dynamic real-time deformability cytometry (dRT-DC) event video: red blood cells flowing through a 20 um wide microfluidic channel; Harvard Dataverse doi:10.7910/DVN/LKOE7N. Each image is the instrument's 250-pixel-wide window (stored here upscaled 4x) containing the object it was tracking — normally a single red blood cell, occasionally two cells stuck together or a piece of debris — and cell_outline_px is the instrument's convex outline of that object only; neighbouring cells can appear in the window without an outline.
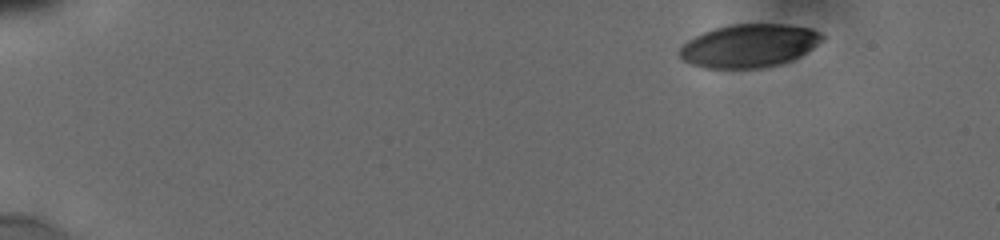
{"species": "human", "species_latin": "Homo sapiens", "temperature_condition": "cold", "stored_images_in_passage": 27, "camera_frame_rate_fps": 3000, "um_per_image_px": 0.085, "donor": {"sex": "male"}, "frame": {"image": 1, "passage_image": 1, "time_ms": 0.0, "image_size_px": [1000, 240], "cell_outline_px": [[824, 40], [800, 56], [792, 60], [780, 64], [760, 68], [704, 68], [692, 64], [684, 60], [680, 56], [680, 48], [688, 40], [704, 32], [716, 28], [732, 24], [788, 24], [812, 28], [820, 32], [824, 36]], "centroid_in_image_um": [63.72, 3.88], "position_along_channel_um": 21.3, "area_um2": 35.84}}
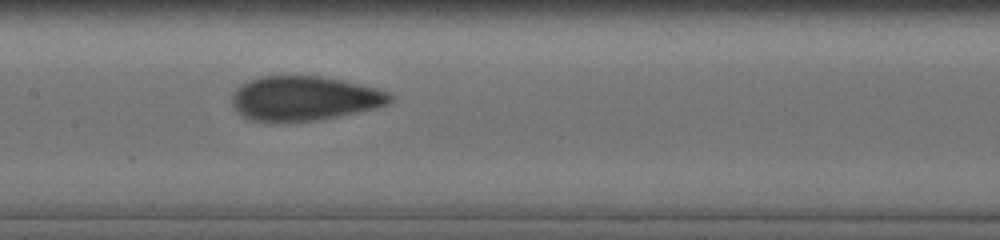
{"frame": {"image": 2, "passage_image": 21, "time_ms": 7.667, "image_size_px": [1000, 240], "cell_outline_px": [[392, 100], [388, 104], [376, 108], [316, 120], [252, 120], [244, 116], [232, 104], [232, 92], [240, 84], [248, 80], [260, 76], [324, 76], [344, 80], [376, 88], [388, 92], [392, 96]], "centroid_in_image_um": [25.87, 8.32], "position_along_channel_um": 181.5, "area_um2": 40.46}}
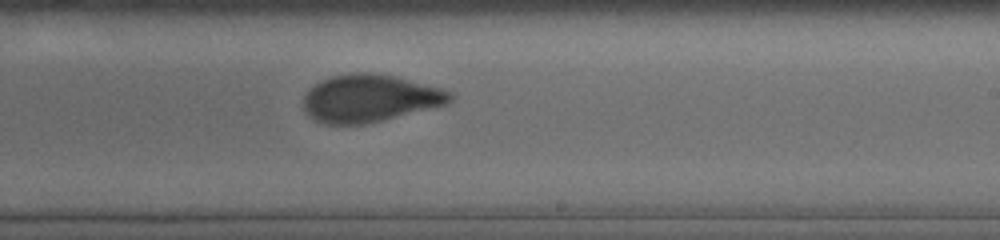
{"frame": {"image": 3, "passage_image": 27, "time_ms": 9.667, "image_size_px": [1000, 240], "cell_outline_px": [[456, 96], [448, 104], [368, 124], [324, 124], [316, 120], [304, 112], [304, 96], [320, 80], [332, 76], [356, 72], [368, 72], [392, 76], [440, 88], [452, 92]], "centroid_in_image_um": [31.45, 8.37], "position_along_channel_um": 257.6, "area_um2": 40.4}}